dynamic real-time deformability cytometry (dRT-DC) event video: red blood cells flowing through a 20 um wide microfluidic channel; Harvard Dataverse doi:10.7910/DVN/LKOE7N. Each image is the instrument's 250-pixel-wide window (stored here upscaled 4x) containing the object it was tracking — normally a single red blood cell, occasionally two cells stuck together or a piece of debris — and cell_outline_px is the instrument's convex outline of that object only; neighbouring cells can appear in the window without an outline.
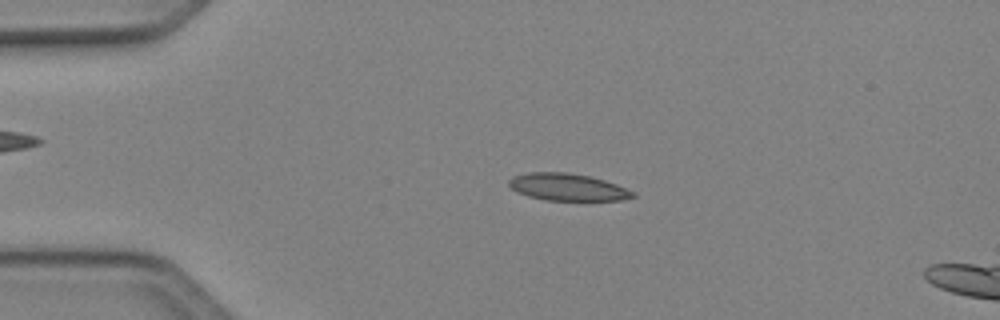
{"species": "Egyptian fruit bat (a non-hibernating species)", "species_latin": "Rousettus aegyptiacus", "temperature_condition": "cold", "stored_images_in_passage": 42, "camera_frame_rate_fps": 3000, "um_per_image_px": 0.085, "animal": {"sex": "female"}, "frame": {"image": 1, "passage_image": 4, "time_ms": 1.0, "image_size_px": [1000, 320], "cell_outline_px": [[636, 196], [620, 200], [544, 200], [528, 196], [512, 188], [508, 184], [508, 180], [512, 176], [528, 172], [568, 172], [588, 176], [604, 180], [616, 184], [636, 192]], "centroid_in_image_um": [48.24, 15.9], "position_along_channel_um": 36.8, "area_um2": 19.54}}
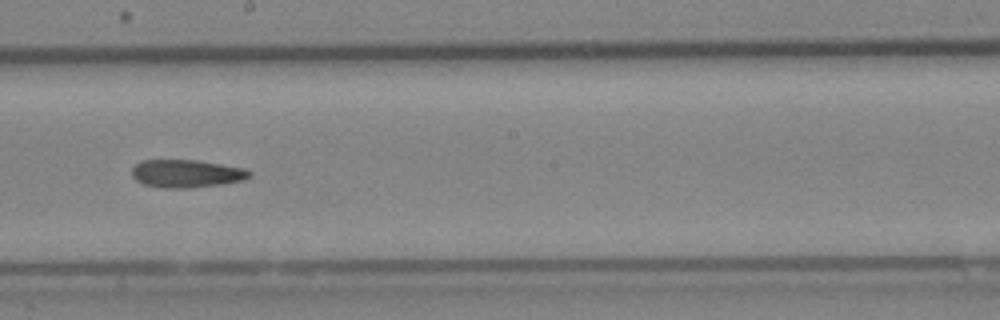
{"frame": {"image": 2, "passage_image": 21, "time_ms": 6.667, "image_size_px": [1000, 320], "cell_outline_px": [[252, 176], [244, 180], [220, 184], [188, 188], [164, 188], [144, 184], [136, 180], [132, 176], [132, 168], [136, 164], [144, 160], [196, 160], [244, 168], [252, 172]], "centroid_in_image_um": [15.86, 14.75], "position_along_channel_um": 232.3, "area_um2": 19.02}}
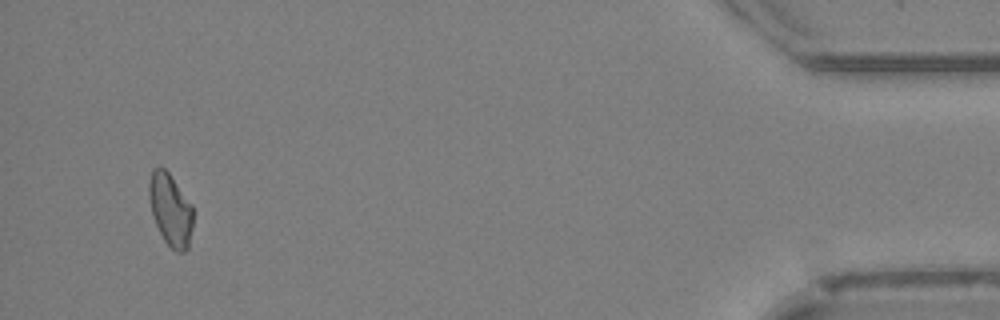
{"frame": {"image": 3, "passage_image": 40, "time_ms": 13.0, "image_size_px": [1000, 320], "cell_outline_px": [[192, 228], [188, 248], [184, 252], [176, 252], [164, 240], [156, 224], [152, 212], [148, 196], [148, 184], [152, 168], [160, 164], [168, 172], [192, 204]], "centroid_in_image_um": [14.47, 17.78], "position_along_channel_um": 420.7, "area_um2": 18.61}, "authors_computed_cell_mechanics": {"area_um2": 19.2474, "velocity_mm_per_s": 4.1438, "shape_relaxation_time_tau1_ms": null, "shape_relaxation_time_tau2_ms": 9.1355, "deformation_change_tau1": null, "deformation_change_tau2": 0.2156}}